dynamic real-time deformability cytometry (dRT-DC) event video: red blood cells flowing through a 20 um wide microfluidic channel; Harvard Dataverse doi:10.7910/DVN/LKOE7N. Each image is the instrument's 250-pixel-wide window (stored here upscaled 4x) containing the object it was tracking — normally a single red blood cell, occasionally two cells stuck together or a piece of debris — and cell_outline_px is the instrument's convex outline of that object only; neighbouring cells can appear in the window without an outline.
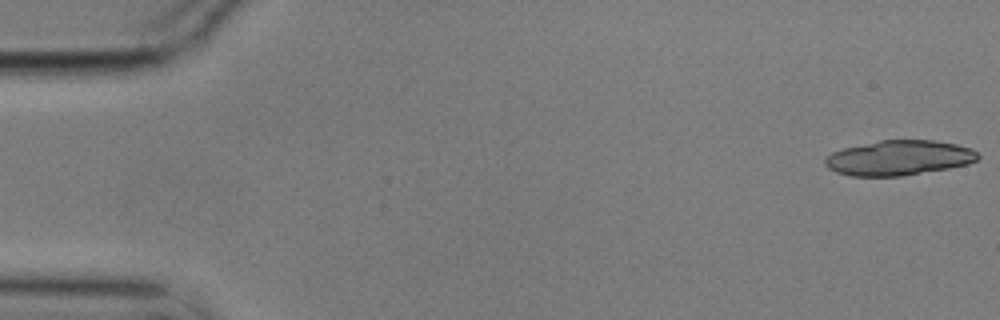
{"species": "common noctule bat (a hibernating species)", "species_latin": "Nyctalus noctula", "temperature_condition": "cold", "stored_images_in_passage": 7, "camera_frame_rate_fps": 3000, "um_per_image_px": 0.085, "animal": {"sex": "male", "body_mass_g": 17.9}, "frame": {"image": 1, "passage_image": 1, "time_ms": 0.0, "image_size_px": [1000, 320], "cell_outline_px": [[980, 156], [976, 160], [968, 164], [948, 168], [900, 176], [852, 176], [836, 172], [828, 168], [824, 164], [824, 160], [832, 152], [844, 148], [880, 140], [932, 140], [956, 144], [972, 148]], "centroid_in_image_um": [76.4, 13.41], "position_along_channel_um": 8.6, "area_um2": 30.98}}
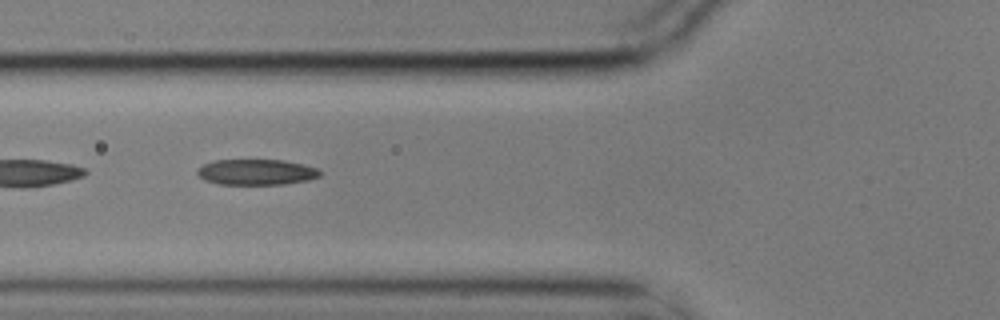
{"frame": {"image": 2, "passage_image": 6, "time_ms": 1.667, "image_size_px": [1000, 320], "cell_outline_px": [[324, 172], [320, 176], [308, 180], [284, 184], [220, 184], [204, 180], [196, 172], [196, 168], [204, 164], [216, 160], [284, 160], [304, 164], [320, 168]], "centroid_in_image_um": [21.84, 14.62], "position_along_channel_um": 104.0, "area_um2": 18.55}}